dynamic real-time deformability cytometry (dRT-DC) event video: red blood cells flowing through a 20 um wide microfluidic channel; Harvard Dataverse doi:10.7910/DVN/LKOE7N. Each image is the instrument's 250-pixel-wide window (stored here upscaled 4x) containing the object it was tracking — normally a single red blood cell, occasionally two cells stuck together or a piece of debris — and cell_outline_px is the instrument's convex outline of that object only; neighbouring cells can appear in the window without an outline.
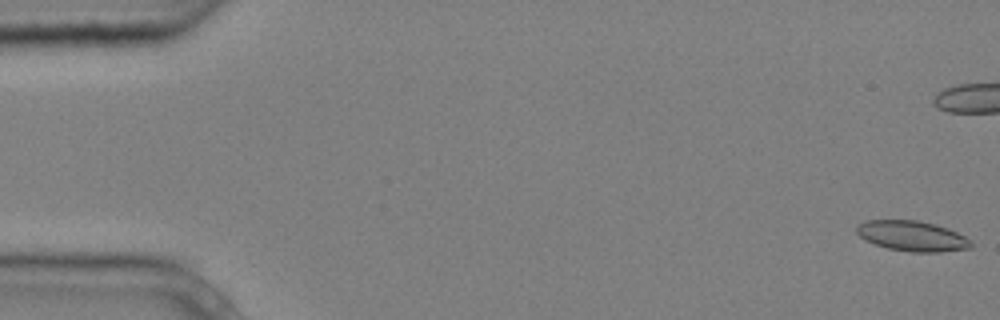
{"species": "common noctule bat (a hibernating species)", "species_latin": "Nyctalus noctula", "temperature_condition": "cold", "stored_images_in_passage": 6, "camera_frame_rate_fps": 3000, "um_per_image_px": 0.085, "animal": {"sex": "male", "body_mass_g": 20.4}, "frame": {"image": 1, "passage_image": 1, "time_ms": 0.0, "image_size_px": [1000, 320], "cell_outline_px": [[972, 248], [940, 252], [908, 252], [888, 248], [864, 240], [856, 232], [856, 228], [860, 224], [868, 220], [920, 220], [936, 224], [948, 228], [972, 240]], "centroid_in_image_um": [77.57, 20.06], "position_along_channel_um": 7.4, "area_um2": 20.29}}